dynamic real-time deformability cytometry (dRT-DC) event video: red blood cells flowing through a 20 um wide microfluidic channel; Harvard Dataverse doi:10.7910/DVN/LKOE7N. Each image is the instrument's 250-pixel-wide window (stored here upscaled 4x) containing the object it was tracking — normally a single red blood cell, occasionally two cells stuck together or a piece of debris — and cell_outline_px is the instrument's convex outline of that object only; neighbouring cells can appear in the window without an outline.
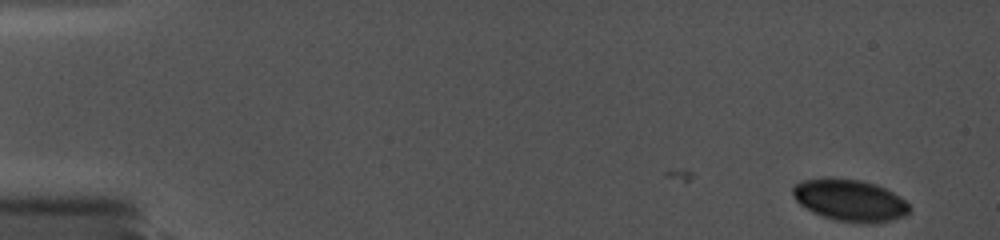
{"species": "common noctule bat (a hibernating species)", "species_latin": "Nyctalus noctula", "temperature_condition": "cold", "stored_images_in_passage": 23, "camera_frame_rate_fps": 5000, "um_per_image_px": 0.085, "animal": {"sex": "female", "body_mass_g": 19.0, "forearm_length_mm": 56.7}, "frame": {"image": 1, "passage_image": 1, "time_ms": 0.0, "image_size_px": [1000, 240], "cell_outline_px": [[912, 208], [904, 216], [892, 220], [876, 224], [864, 224], [836, 220], [820, 216], [812, 212], [800, 204], [792, 196], [792, 188], [796, 184], [804, 180], [824, 176], [832, 176], [860, 180], [876, 184], [900, 196]], "centroid_in_image_um": [72.22, 17.02], "position_along_channel_um": 12.8, "area_um2": 29.02}}
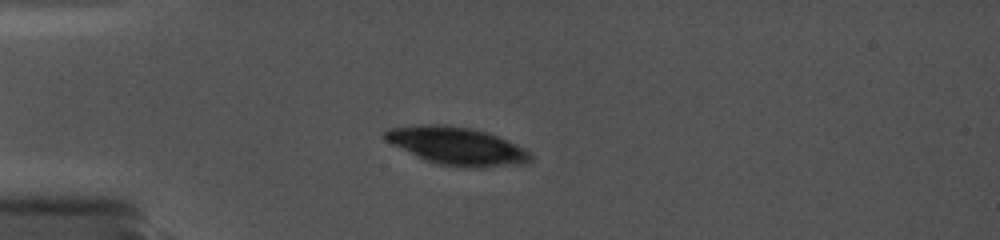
{"frame": {"image": 2, "passage_image": 18, "time_ms": 4.2, "image_size_px": [1000, 240], "cell_outline_px": [[532, 160], [528, 164], [480, 168], [464, 168], [440, 164], [424, 160], [384, 140], [384, 132], [388, 128], [420, 124], [448, 124], [472, 128], [488, 132], [516, 144], [532, 152]], "centroid_in_image_um": [38.88, 12.41], "position_along_channel_um": 46.1, "area_um2": 32.66}}